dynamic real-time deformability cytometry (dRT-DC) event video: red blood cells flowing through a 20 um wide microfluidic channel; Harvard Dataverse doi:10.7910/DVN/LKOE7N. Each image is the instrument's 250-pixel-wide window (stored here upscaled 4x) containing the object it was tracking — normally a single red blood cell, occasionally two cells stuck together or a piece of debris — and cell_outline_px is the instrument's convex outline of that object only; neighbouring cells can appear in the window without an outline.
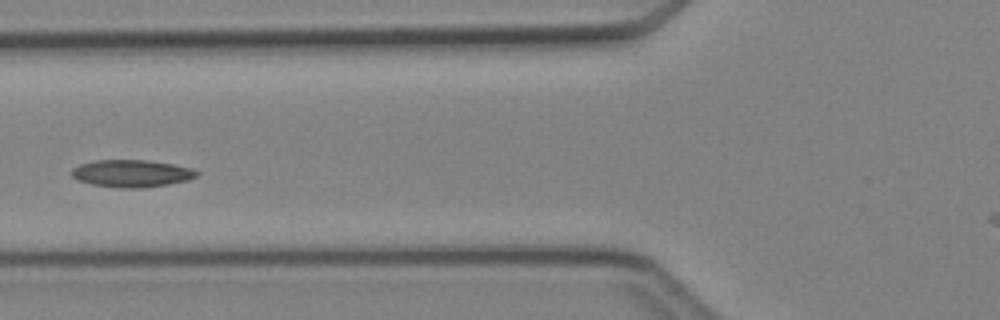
{"species": "Egyptian fruit bat (a non-hibernating species)", "species_latin": "Rousettus aegyptiacus", "temperature_condition": "cold", "stored_images_in_passage": 5, "camera_frame_rate_fps": 3000, "um_per_image_px": 0.085, "animal": {"sex": "female"}, "frame": {"image": 1, "passage_image": 5, "time_ms": 4.667, "image_size_px": [1000, 320], "cell_outline_px": [[200, 172], [196, 176], [188, 180], [168, 184], [144, 188], [120, 188], [92, 184], [80, 180], [72, 176], [72, 168], [80, 164], [92, 160], [148, 160], [172, 164], [192, 168]], "centroid_in_image_um": [11.2, 14.74], "position_along_channel_um": 114.6, "area_um2": 19.88}}